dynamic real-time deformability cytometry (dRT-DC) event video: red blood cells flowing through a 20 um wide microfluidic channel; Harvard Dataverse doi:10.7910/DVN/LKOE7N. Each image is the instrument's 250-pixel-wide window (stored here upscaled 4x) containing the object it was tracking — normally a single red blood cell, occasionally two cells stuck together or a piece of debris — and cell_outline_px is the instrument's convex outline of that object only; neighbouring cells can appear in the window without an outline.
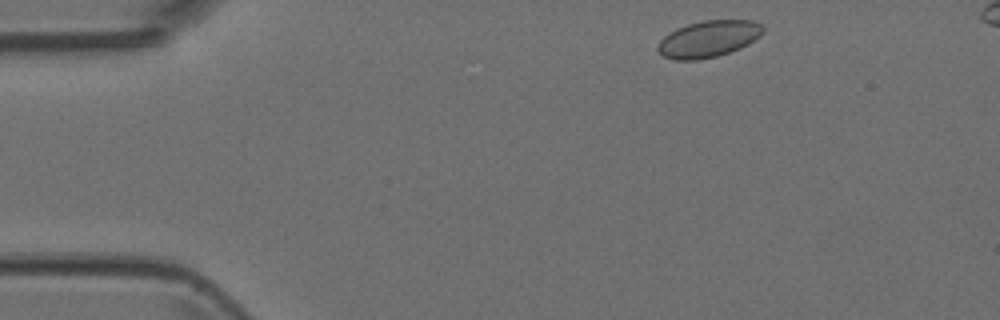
{"species": "Egyptian fruit bat (a non-hibernating species)", "species_latin": "Rousettus aegyptiacus", "temperature_condition": "room temperature", "stored_images_in_passage": 4, "segment_of_instrument_passage": [1, 2], "camera_frame_rate_fps": 3000, "um_per_image_px": 0.085, "animal": {"sex": "female"}, "frame": {"image": 1, "passage_image": 1, "time_ms": 0.0, "image_size_px": [1000, 320], "cell_outline_px": [[764, 32], [760, 36], [748, 44], [740, 48], [716, 56], [696, 60], [676, 60], [664, 56], [656, 48], [660, 40], [668, 32], [676, 28], [688, 24], [704, 20], [752, 20], [760, 24], [764, 28]], "centroid_in_image_um": [60.22, 3.3], "position_along_channel_um": 24.8, "area_um2": 22.37}}